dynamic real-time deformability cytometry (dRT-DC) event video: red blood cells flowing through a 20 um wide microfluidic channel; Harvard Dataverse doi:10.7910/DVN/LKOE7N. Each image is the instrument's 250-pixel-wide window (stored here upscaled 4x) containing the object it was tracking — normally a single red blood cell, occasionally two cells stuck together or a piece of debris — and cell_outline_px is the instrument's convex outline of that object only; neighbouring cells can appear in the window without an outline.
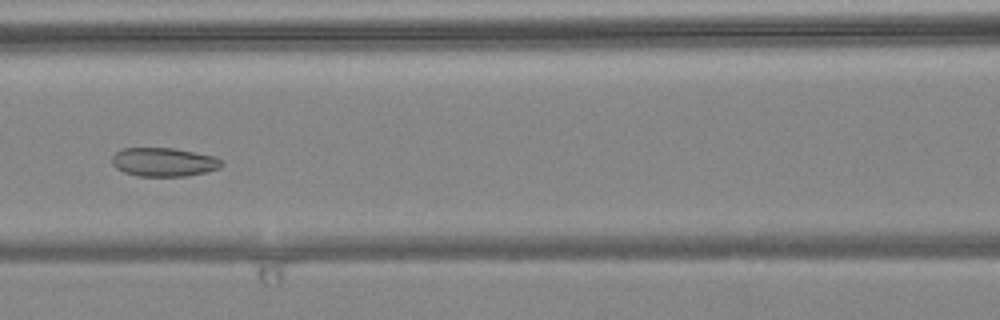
{"species": "common noctule bat (a hibernating species)", "species_latin": "Nyctalus noctula", "temperature_condition": "warm", "stored_images_in_passage": 10, "camera_frame_rate_fps": 3000, "um_per_image_px": 0.085, "animal": {"sex": "female", "body_mass_g": 24.6, "forearm_length_mm": 56.2}, "frame": {"image": 1, "passage_image": 7, "time_ms": 2.0, "image_size_px": [1000, 320], "cell_outline_px": [[224, 164], [220, 168], [188, 176], [136, 176], [124, 172], [116, 168], [112, 164], [112, 156], [120, 148], [176, 148], [216, 156]], "centroid_in_image_um": [13.92, 13.77], "position_along_channel_um": 152.7, "area_um2": 18.55}}
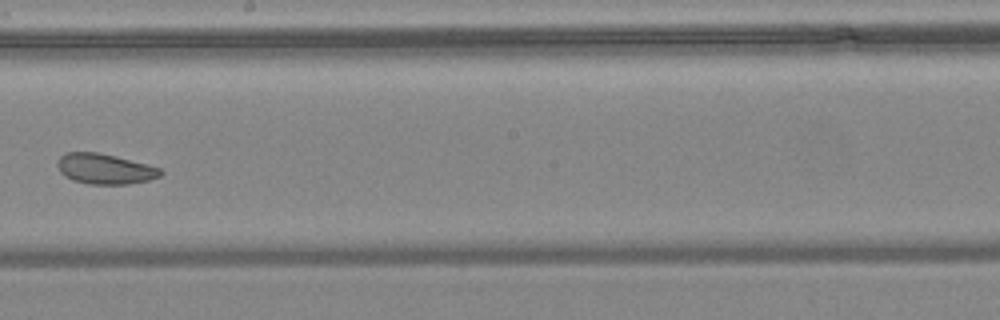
{"frame": {"image": 2, "passage_image": 9, "time_ms": 2.667, "image_size_px": [1000, 320], "cell_outline_px": [[164, 172], [160, 176], [148, 180], [128, 184], [88, 184], [72, 180], [64, 176], [60, 172], [56, 164], [60, 156], [64, 152], [96, 152], [116, 156], [160, 168]], "centroid_in_image_um": [8.88, 14.35], "position_along_channel_um": 239.3, "area_um2": 18.26}}
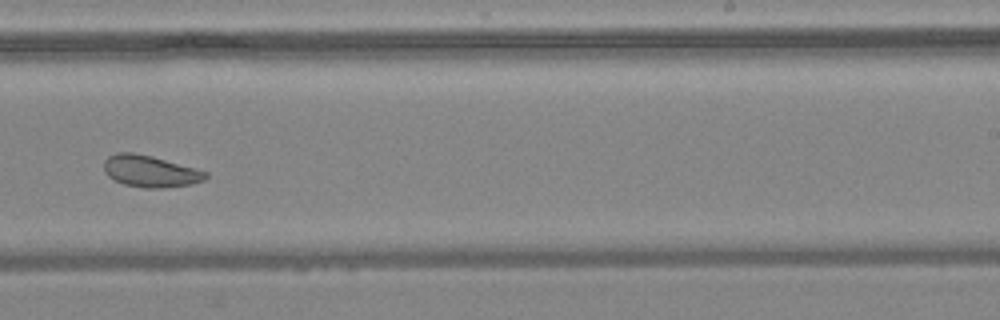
{"frame": {"image": 3, "passage_image": 10, "time_ms": 3.0, "image_size_px": [1000, 320], "cell_outline_px": [[208, 176], [204, 180], [192, 184], [164, 188], [144, 188], [124, 184], [108, 176], [104, 172], [104, 160], [108, 156], [116, 152], [132, 152], [152, 156], [196, 168], [208, 172]], "centroid_in_image_um": [12.77, 14.55], "position_along_channel_um": 276.2, "area_um2": 18.9}}